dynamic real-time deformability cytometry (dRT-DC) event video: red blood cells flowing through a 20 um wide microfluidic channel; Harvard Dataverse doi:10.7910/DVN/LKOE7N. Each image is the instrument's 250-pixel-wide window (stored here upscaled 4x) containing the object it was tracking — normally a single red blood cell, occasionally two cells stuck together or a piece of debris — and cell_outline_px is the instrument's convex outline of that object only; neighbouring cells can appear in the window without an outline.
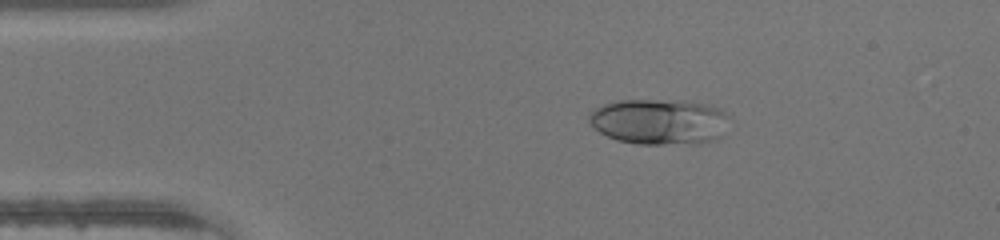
{"species": "human", "species_latin": "Homo sapiens", "temperature_condition": "warm", "stored_images_in_passage": 45, "camera_frame_rate_fps": 3000, "um_per_image_px": 0.085, "donor": {"sex": "male"}, "frame": {"image": 1, "passage_image": 8, "time_ms": 2.333, "image_size_px": [1000, 240], "cell_outline_px": [[728, 116], [720, 136], [716, 140], [700, 144], [640, 144], [616, 140], [600, 132], [588, 120], [588, 116], [596, 108], [604, 104], [616, 100], [684, 100], [708, 104], [720, 108]], "centroid_in_image_um": [56.05, 10.34], "position_along_channel_um": 28.9, "area_um2": 37.45}}
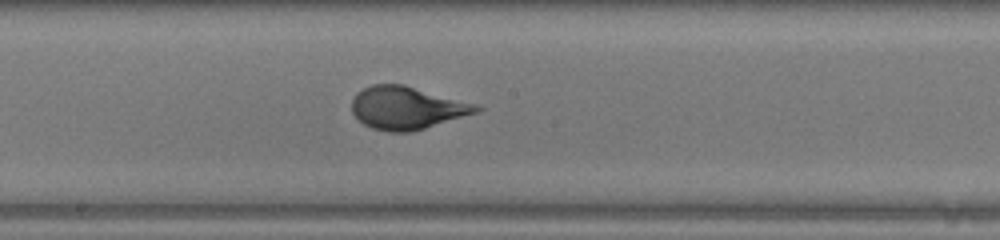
{"frame": {"image": 2, "passage_image": 24, "time_ms": 7.667, "image_size_px": [1000, 240], "cell_outline_px": [[484, 108], [480, 112], [424, 128], [408, 132], [388, 132], [372, 128], [364, 124], [352, 112], [352, 100], [356, 92], [372, 84], [404, 84], [480, 104]], "centroid_in_image_um": [34.64, 9.15], "position_along_channel_um": 213.6, "area_um2": 31.33}}
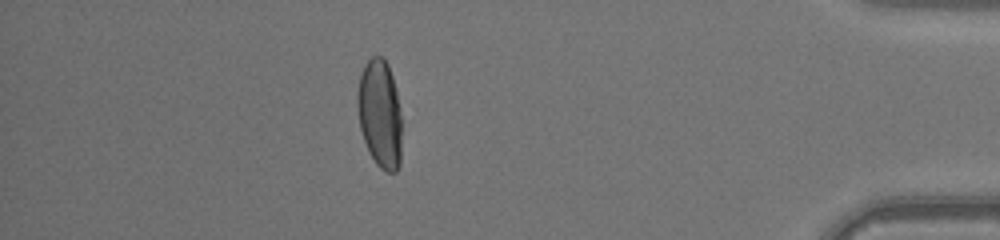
{"frame": {"image": 3, "passage_image": 40, "time_ms": 13.0, "image_size_px": [1000, 240], "cell_outline_px": [[400, 164], [396, 172], [388, 172], [380, 168], [376, 164], [368, 152], [360, 128], [356, 104], [356, 96], [360, 76], [364, 64], [372, 56], [384, 56], [388, 64], [392, 76], [400, 108]], "centroid_in_image_um": [32.26, 9.66], "position_along_channel_um": 402.9, "area_um2": 28.09}}